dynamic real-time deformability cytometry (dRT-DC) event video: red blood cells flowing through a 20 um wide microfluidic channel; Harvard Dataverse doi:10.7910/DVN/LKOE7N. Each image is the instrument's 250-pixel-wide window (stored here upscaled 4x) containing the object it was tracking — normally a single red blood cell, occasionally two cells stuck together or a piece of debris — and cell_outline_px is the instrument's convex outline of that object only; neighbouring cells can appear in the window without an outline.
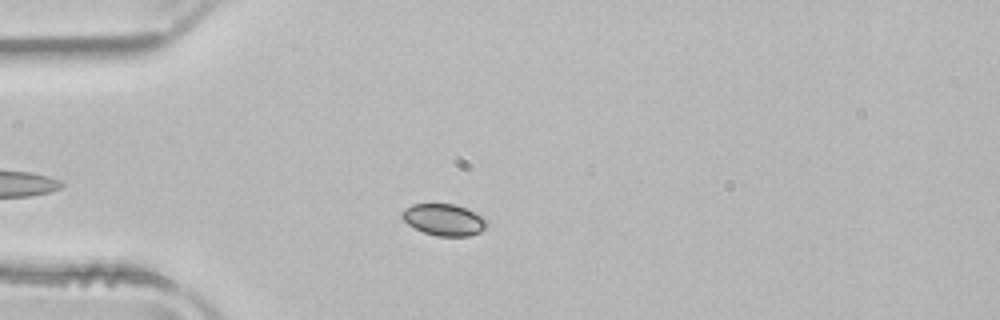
{"species": "common noctule bat (a hibernating species)", "species_latin": "Nyctalus noctula", "temperature_condition": "room temperature", "stored_images_in_passage": 48, "camera_frame_rate_fps": 3000, "um_per_image_px": 0.085, "animal": {"sex": "male", "body_mass_g": 21.5, "forearm_length_mm": 52.0}, "frame": {"image": 1, "passage_image": 10, "time_ms": 3.0, "image_size_px": [1000, 320], "cell_outline_px": [[488, 224], [480, 232], [468, 236], [436, 236], [424, 232], [408, 224], [400, 216], [400, 212], [404, 208], [412, 204], [452, 204], [464, 208], [484, 216], [488, 220]], "centroid_in_image_um": [37.73, 18.67], "position_along_channel_um": 47.3, "area_um2": 15.66}}
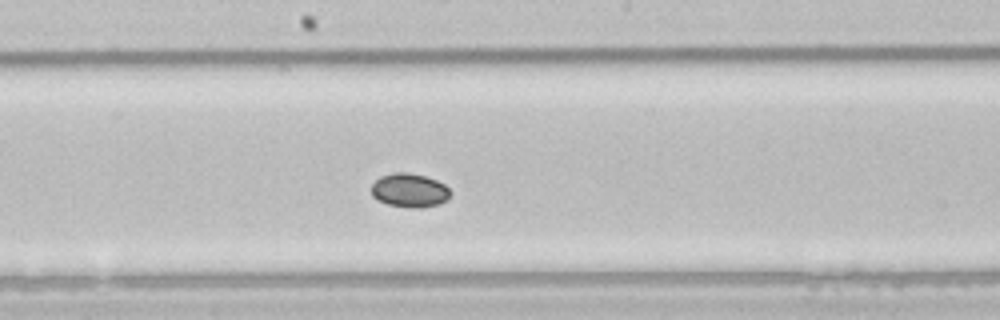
{"frame": {"image": 2, "passage_image": 24, "time_ms": 7.667, "image_size_px": [1000, 320], "cell_outline_px": [[452, 192], [448, 200], [440, 204], [420, 208], [412, 208], [388, 204], [372, 196], [372, 184], [380, 176], [392, 172], [408, 172], [424, 176], [436, 180], [444, 184]], "centroid_in_image_um": [34.84, 16.18], "position_along_channel_um": 213.4, "area_um2": 15.66}}
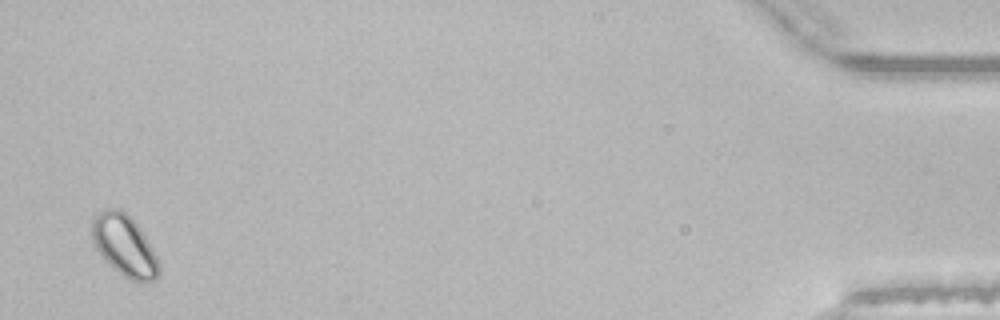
{"frame": {"image": 3, "passage_image": 47, "time_ms": 15.333, "image_size_px": [1000, 320], "cell_outline_px": [[160, 276], [152, 280], [128, 280], [112, 268], [104, 260], [92, 244], [92, 220], [96, 212], [104, 208], [120, 208], [140, 228], [152, 248], [156, 256], [160, 268]], "centroid_in_image_um": [10.53, 20.86], "position_along_channel_um": 424.7, "area_um2": 23.99}}